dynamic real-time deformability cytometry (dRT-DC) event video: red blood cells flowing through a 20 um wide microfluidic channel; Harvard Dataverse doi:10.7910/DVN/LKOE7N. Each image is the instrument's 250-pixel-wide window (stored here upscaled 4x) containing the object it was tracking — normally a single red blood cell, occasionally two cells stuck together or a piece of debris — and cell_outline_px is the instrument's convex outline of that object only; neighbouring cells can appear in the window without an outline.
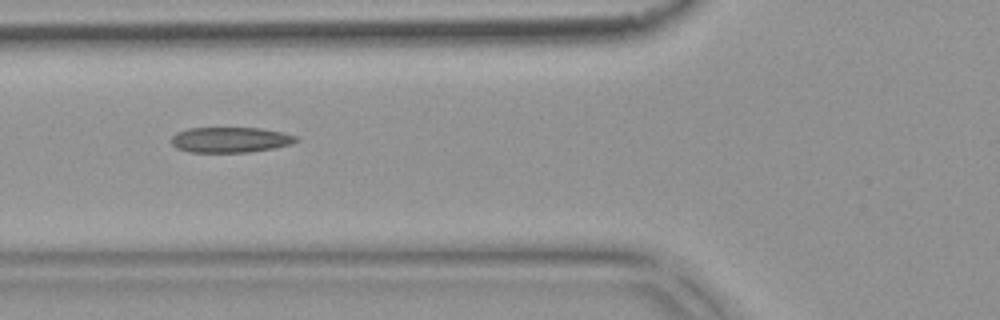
{"species": "common noctule bat (a hibernating species)", "species_latin": "Nyctalus noctula", "temperature_condition": "warm", "stored_images_in_passage": 54, "camera_frame_rate_fps": 3000, "um_per_image_px": 0.085, "animal": {"sex": "female", "body_mass_g": 18.4}, "frame": {"image": 1, "passage_image": 20, "time_ms": 6.333, "image_size_px": [1000, 320], "cell_outline_px": [[300, 140], [292, 144], [272, 148], [248, 152], [188, 152], [176, 148], [172, 144], [172, 136], [176, 132], [188, 128], [260, 128], [284, 132], [296, 136]], "centroid_in_image_um": [19.58, 11.88], "position_along_channel_um": 106.2, "area_um2": 18.55}}
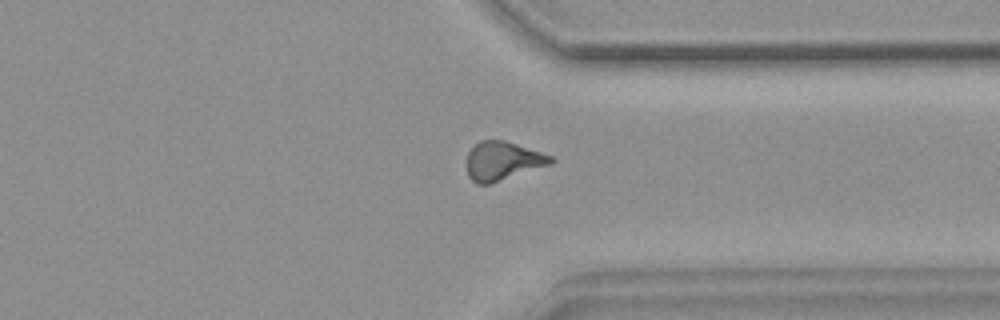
{"frame": {"image": 2, "passage_image": 41, "time_ms": 13.333, "image_size_px": [1000, 320], "cell_outline_px": [[556, 160], [552, 164], [492, 184], [476, 184], [468, 176], [468, 152], [480, 140], [504, 140], [552, 156]], "centroid_in_image_um": [42.75, 13.7], "position_along_channel_um": 368.6, "area_um2": 18.96}}
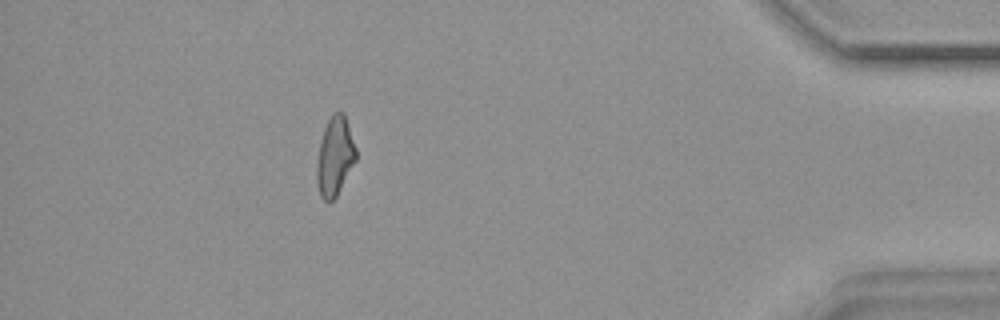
{"frame": {"image": 3, "passage_image": 48, "time_ms": 15.667, "image_size_px": [1000, 320], "cell_outline_px": [[356, 160], [336, 196], [328, 204], [320, 196], [316, 180], [316, 164], [320, 140], [324, 128], [332, 112], [340, 108], [344, 112], [356, 148]], "centroid_in_image_um": [28.45, 13.25], "position_along_channel_um": 406.8, "area_um2": 18.26}, "authors_computed_cell_mechanics": {"area_um2": 18.7561, "velocity_mm_per_s": 3.7697, "shape_relaxation_time_tau1_ms": null, "shape_relaxation_time_tau2_ms": 1.6164, "deformation_change_tau1": null, "deformation_change_tau2": 0.0865}}